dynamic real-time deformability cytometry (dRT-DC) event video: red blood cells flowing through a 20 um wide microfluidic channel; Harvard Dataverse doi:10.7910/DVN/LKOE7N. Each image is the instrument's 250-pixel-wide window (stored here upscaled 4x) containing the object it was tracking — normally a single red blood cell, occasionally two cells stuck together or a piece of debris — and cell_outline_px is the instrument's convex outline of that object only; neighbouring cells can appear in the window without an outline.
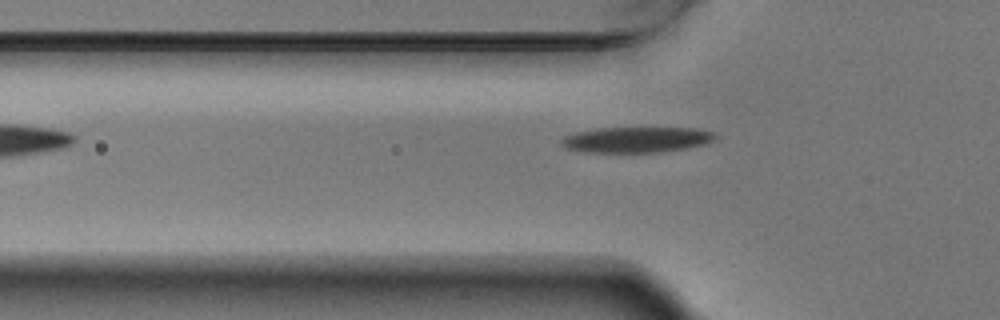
{"species": "Egyptian fruit bat (a non-hibernating species)", "species_latin": "Rousettus aegyptiacus", "temperature_condition": "warm", "stored_images_in_passage": 4, "camera_frame_rate_fps": 3000, "um_per_image_px": 0.085, "animal": {"sex": "male"}, "frame": {"image": 1, "passage_image": 4, "time_ms": 1.0, "image_size_px": [1000, 320], "cell_outline_px": [[716, 136], [712, 140], [704, 144], [684, 148], [660, 152], [584, 152], [568, 148], [560, 144], [560, 140], [564, 136], [576, 132], [596, 128], [696, 128], [712, 132]], "centroid_in_image_um": [54.05, 11.87], "position_along_channel_um": 71.8, "area_um2": 22.77}}